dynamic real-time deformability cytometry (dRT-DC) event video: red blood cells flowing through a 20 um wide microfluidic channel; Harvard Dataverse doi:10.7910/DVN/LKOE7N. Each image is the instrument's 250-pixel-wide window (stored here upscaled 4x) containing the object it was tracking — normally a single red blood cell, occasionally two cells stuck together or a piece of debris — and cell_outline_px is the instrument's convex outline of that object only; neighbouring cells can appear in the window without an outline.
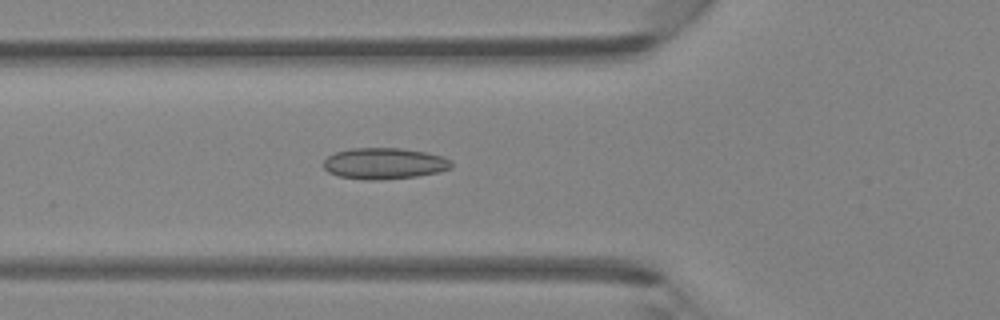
{"species": "Egyptian fruit bat (a non-hibernating species)", "species_latin": "Rousettus aegyptiacus", "temperature_condition": "room temperature", "stored_images_in_passage": 45, "camera_frame_rate_fps": 3000, "um_per_image_px": 0.085, "animal": {"sex": "female"}, "frame": {"image": 1, "passage_image": 16, "time_ms": 5.0, "image_size_px": [1000, 320], "cell_outline_px": [[452, 168], [440, 172], [416, 176], [376, 180], [364, 180], [340, 176], [328, 172], [324, 168], [324, 160], [328, 156], [336, 152], [352, 148], [404, 148], [444, 156], [452, 160]], "centroid_in_image_um": [32.7, 13.89], "position_along_channel_um": 93.1, "area_um2": 23.35}}
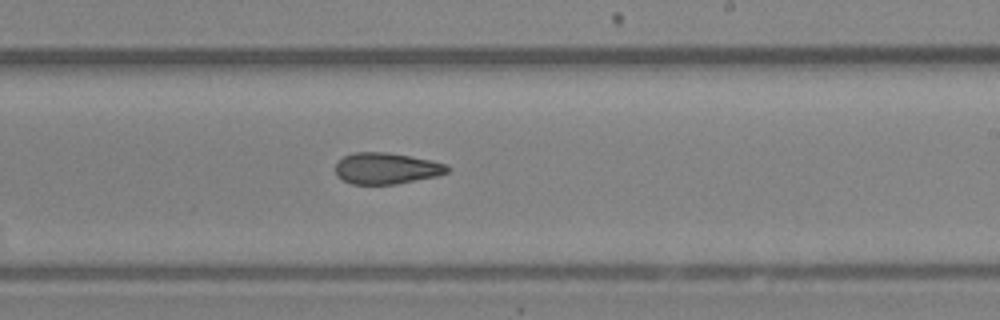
{"frame": {"image": 2, "passage_image": 27, "time_ms": 8.667, "image_size_px": [1000, 320], "cell_outline_px": [[452, 168], [448, 172], [436, 176], [396, 184], [352, 184], [336, 176], [336, 164], [344, 156], [356, 152], [388, 152], [412, 156], [432, 160], [448, 164]], "centroid_in_image_um": [32.89, 14.3], "position_along_channel_um": 256.1, "area_um2": 20.52}}
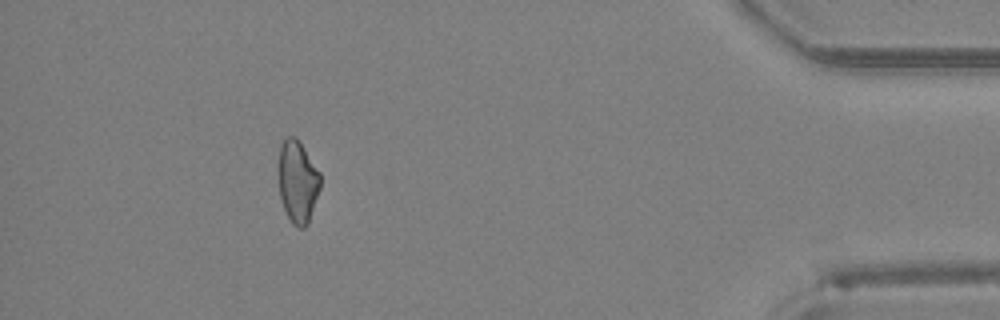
{"frame": {"image": 3, "passage_image": 41, "time_ms": 13.333, "image_size_px": [1000, 320], "cell_outline_px": [[320, 188], [308, 224], [304, 228], [296, 228], [292, 224], [284, 208], [280, 196], [276, 172], [276, 164], [280, 148], [284, 140], [288, 136], [296, 136], [320, 172]], "centroid_in_image_um": [25.26, 15.43], "position_along_channel_um": 409.9, "area_um2": 20.52}}